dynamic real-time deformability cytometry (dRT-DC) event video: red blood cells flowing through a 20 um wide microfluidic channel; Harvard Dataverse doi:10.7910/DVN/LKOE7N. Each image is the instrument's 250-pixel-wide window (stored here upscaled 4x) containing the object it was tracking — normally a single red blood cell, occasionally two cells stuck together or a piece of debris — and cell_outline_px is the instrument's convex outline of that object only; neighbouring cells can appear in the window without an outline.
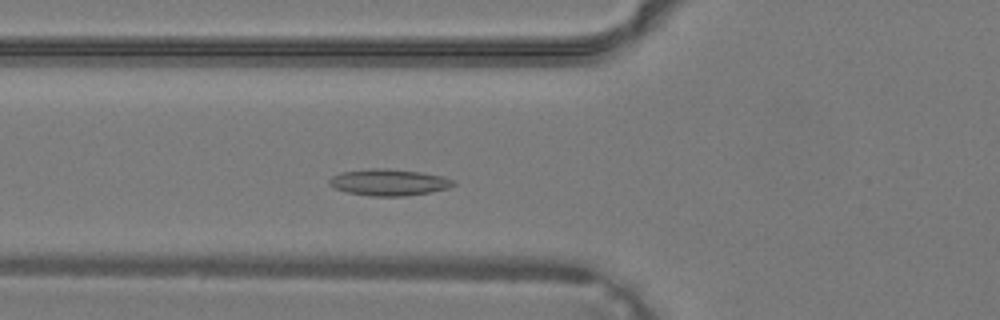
{"species": "common noctule bat (a hibernating species)", "species_latin": "Nyctalus noctula", "temperature_condition": "warm", "stored_images_in_passage": 34, "camera_frame_rate_fps": 3000, "um_per_image_px": 0.085, "animal": {"sex": "male", "body_mass_g": 19.2, "forearm_length_mm": 51.8}, "frame": {"image": 1, "passage_image": 9, "time_ms": 2.667, "image_size_px": [1000, 320], "cell_outline_px": [[456, 184], [448, 188], [428, 192], [404, 196], [372, 196], [348, 192], [336, 188], [328, 184], [328, 180], [332, 176], [340, 172], [368, 168], [388, 168], [420, 172], [444, 176], [456, 180]], "centroid_in_image_um": [33.06, 15.48], "position_along_channel_um": 92.7, "area_um2": 19.25}}
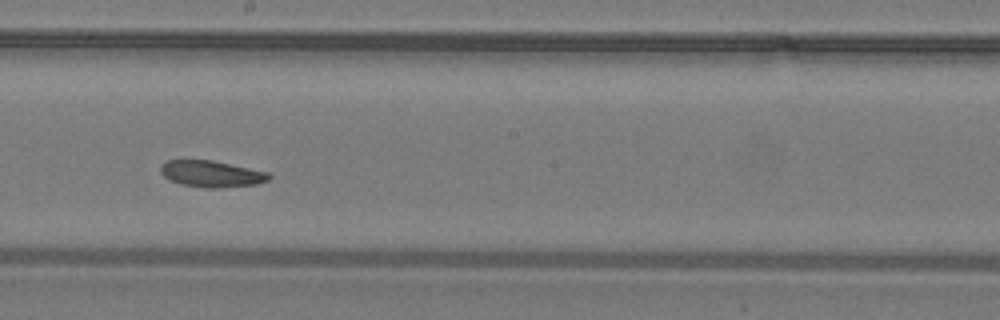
{"frame": {"image": 2, "passage_image": 17, "time_ms": 5.333, "image_size_px": [1000, 320], "cell_outline_px": [[272, 176], [268, 180], [256, 184], [220, 188], [204, 188], [180, 184], [164, 176], [160, 172], [160, 164], [168, 160], [212, 160], [268, 172]], "centroid_in_image_um": [17.97, 14.78], "position_along_channel_um": 230.2, "area_um2": 16.7}}
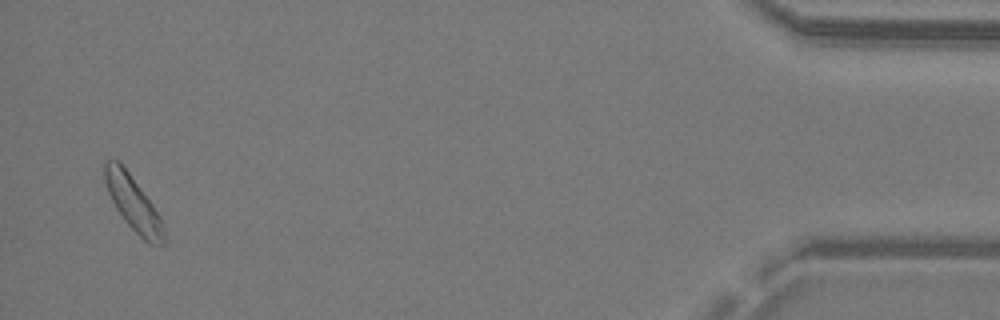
{"frame": {"image": 3, "passage_image": 33, "time_ms": 10.667, "image_size_px": [1000, 320], "cell_outline_px": [[164, 244], [160, 248], [148, 244], [124, 220], [116, 208], [108, 192], [104, 180], [104, 160], [116, 160], [128, 172], [152, 204], [160, 216], [164, 232]], "centroid_in_image_um": [11.33, 17.34], "position_along_channel_um": 423.9, "area_um2": 18.5}}